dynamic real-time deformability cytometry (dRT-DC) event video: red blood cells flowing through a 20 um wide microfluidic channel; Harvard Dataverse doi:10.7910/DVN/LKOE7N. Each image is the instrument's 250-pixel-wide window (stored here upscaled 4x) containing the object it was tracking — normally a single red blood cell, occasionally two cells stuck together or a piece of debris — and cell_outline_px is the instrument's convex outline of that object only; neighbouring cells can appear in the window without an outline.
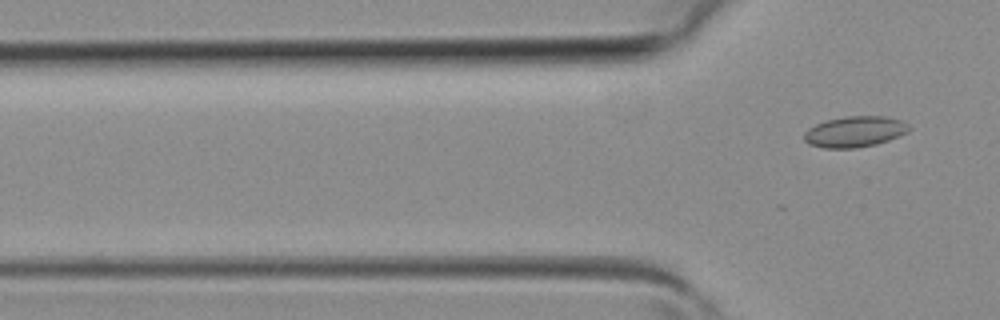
{"species": "common noctule bat (a hibernating species)", "species_latin": "Nyctalus noctula", "temperature_condition": "room temperature", "stored_images_in_passage": 3, "camera_frame_rate_fps": 3000, "um_per_image_px": 0.085, "animal": {"sex": "female", "body_mass_g": 19.3, "forearm_length_mm": 54.1}, "frame": {"image": 1, "passage_image": 3, "time_ms": 0.667, "image_size_px": [1000, 320], "cell_outline_px": [[912, 128], [908, 132], [888, 140], [876, 144], [856, 148], [824, 148], [808, 144], [804, 140], [804, 132], [808, 128], [824, 120], [844, 116], [884, 116], [900, 120], [908, 124]], "centroid_in_image_um": [72.64, 11.19], "position_along_channel_um": 53.2, "area_um2": 19.02}}